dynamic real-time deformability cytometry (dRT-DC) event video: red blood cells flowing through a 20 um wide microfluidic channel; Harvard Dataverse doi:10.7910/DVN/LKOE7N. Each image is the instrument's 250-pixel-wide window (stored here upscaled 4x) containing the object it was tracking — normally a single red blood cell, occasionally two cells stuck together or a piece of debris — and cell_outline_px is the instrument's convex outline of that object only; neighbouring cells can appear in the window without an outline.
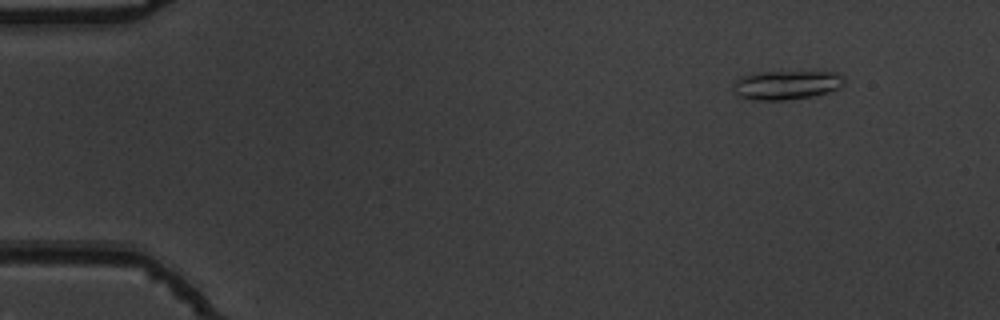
{"species": "common noctule bat (a hibernating species)", "species_latin": "Nyctalus noctula", "temperature_condition": "warm", "stored_images_in_passage": 49, "camera_frame_rate_fps": 3000, "um_per_image_px": 0.085, "animal": {"sex": "male", "body_mass_g": 19.5, "forearm_length_mm": 54.6}, "frame": {"image": 1, "passage_image": 1, "time_ms": 0.0, "image_size_px": [1000, 320], "cell_outline_px": [[844, 84], [840, 88], [828, 92], [812, 96], [784, 100], [764, 100], [740, 96], [736, 92], [732, 84], [736, 80], [744, 76], [756, 72], [836, 72], [844, 76]], "centroid_in_image_um": [66.91, 7.21], "position_along_channel_um": 18.1, "area_um2": 18.5}}
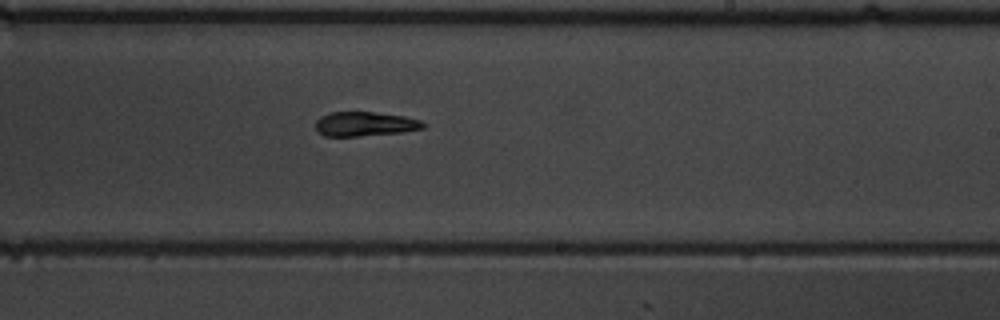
{"frame": {"image": 2, "passage_image": 28, "time_ms": 9.0, "image_size_px": [1000, 320], "cell_outline_px": [[424, 128], [404, 132], [356, 136], [324, 136], [316, 128], [316, 120], [320, 116], [332, 112], [376, 112], [404, 116], [420, 120], [424, 124]], "centroid_in_image_um": [31.02, 10.53], "position_along_channel_um": 258.0, "area_um2": 15.2}}
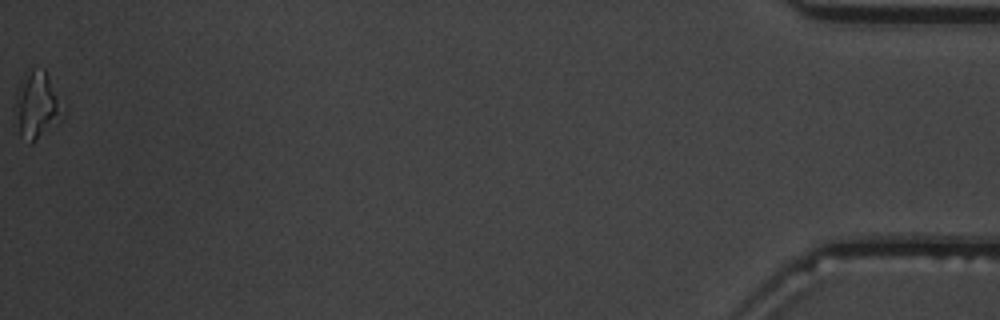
{"frame": {"image": 3, "passage_image": 49, "time_ms": 16.0, "image_size_px": [1000, 320], "cell_outline_px": [[68, 112], [64, 116], [32, 144], [28, 144], [20, 136], [16, 104], [16, 96], [20, 80], [24, 72], [32, 68], [44, 68]], "centroid_in_image_um": [3.19, 8.92], "position_along_channel_um": 432.0, "area_um2": 18.79}, "authors_computed_cell_mechanics": {"area_um2": 15.7794, "velocity_mm_per_s": 3.8386, "shape_relaxation_time_tau1_ms": 8.7576, "shape_relaxation_time_tau2_ms": 3.442, "deformation_change_tau1": 0.2401, "deformation_change_tau2": 0.1379}}